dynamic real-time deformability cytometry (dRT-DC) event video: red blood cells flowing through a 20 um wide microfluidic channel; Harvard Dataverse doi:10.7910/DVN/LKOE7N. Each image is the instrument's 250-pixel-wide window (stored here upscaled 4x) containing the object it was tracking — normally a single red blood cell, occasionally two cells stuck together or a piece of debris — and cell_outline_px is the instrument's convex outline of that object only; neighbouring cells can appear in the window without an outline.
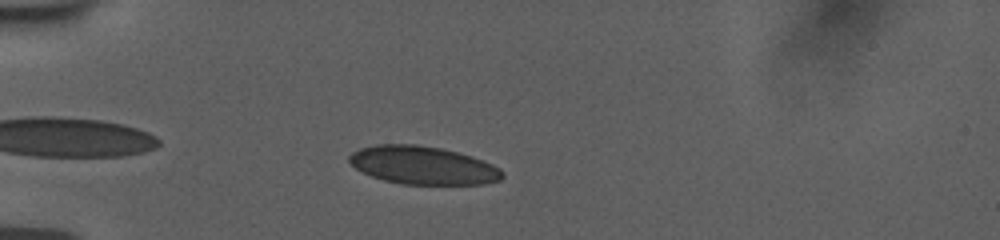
{"species": "human", "species_latin": "Homo sapiens", "temperature_condition": "room temperature", "stored_images_in_passage": 44, "camera_frame_rate_fps": 3000, "um_per_image_px": 0.085, "donor": {"sex": "female"}, "frame": {"image": 1, "passage_image": 5, "time_ms": 1.333, "image_size_px": [1000, 240], "cell_outline_px": [[504, 176], [500, 180], [484, 184], [400, 184], [384, 180], [372, 176], [356, 168], [348, 160], [348, 156], [352, 152], [360, 148], [376, 144], [416, 144], [440, 148], [472, 156], [492, 164], [500, 168], [504, 172]], "centroid_in_image_um": [35.96, 14.05], "position_along_channel_um": 49.0, "area_um2": 33.99}}
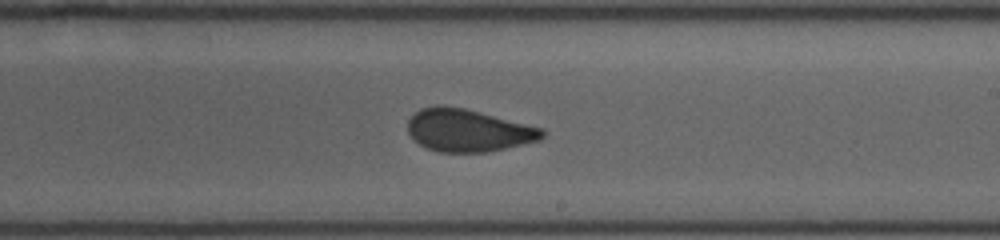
{"frame": {"image": 2, "passage_image": 23, "time_ms": 7.333, "image_size_px": [1000, 240], "cell_outline_px": [[544, 136], [540, 140], [488, 152], [440, 152], [428, 148], [420, 144], [408, 132], [408, 120], [420, 108], [436, 104], [444, 104], [464, 108], [544, 128]], "centroid_in_image_um": [39.79, 11.06], "position_along_channel_um": 249.2, "area_um2": 33.29}}
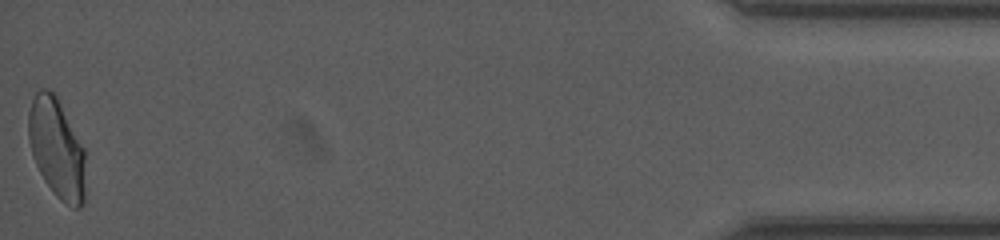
{"frame": {"image": 3, "passage_image": 44, "time_ms": 14.333, "image_size_px": [1000, 240], "cell_outline_px": [[84, 200], [80, 208], [72, 208], [60, 200], [56, 196], [44, 180], [32, 156], [28, 136], [28, 112], [32, 100], [36, 92], [40, 88], [48, 88], [56, 92], [84, 148]], "centroid_in_image_um": [4.81, 12.56], "position_along_channel_um": 430.4, "area_um2": 33.41}, "authors_computed_cell_mechanics": {"area_um2": 33.3795, "velocity_mm_per_s": 3.7684, "shape_relaxation_time_tau1_ms": null, "shape_relaxation_time_tau2_ms": 0.7854, "deformation_change_tau1": null, "deformation_change_tau2": 0.0604}}